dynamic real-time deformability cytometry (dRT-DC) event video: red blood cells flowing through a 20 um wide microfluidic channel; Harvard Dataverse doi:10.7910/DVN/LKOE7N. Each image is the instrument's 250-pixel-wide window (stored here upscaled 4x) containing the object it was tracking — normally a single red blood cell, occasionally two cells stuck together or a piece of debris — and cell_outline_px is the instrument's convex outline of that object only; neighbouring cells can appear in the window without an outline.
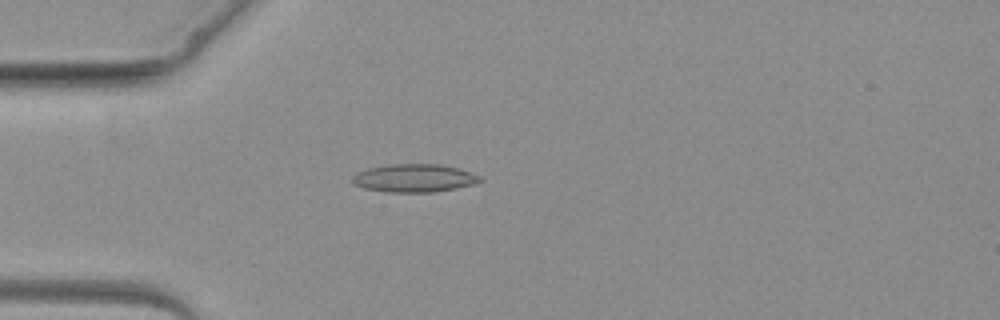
{"species": "common noctule bat (a hibernating species)", "species_latin": "Nyctalus noctula", "temperature_condition": "warm", "stored_images_in_passage": 4, "camera_frame_rate_fps": 3000, "um_per_image_px": 0.085, "animal": {"sex": "female", "body_mass_g": 19.3, "forearm_length_mm": 54.1}, "frame": {"image": 1, "passage_image": 4, "time_ms": 3.667, "image_size_px": [1000, 320], "cell_outline_px": [[484, 180], [472, 184], [456, 188], [432, 192], [384, 192], [364, 188], [352, 184], [352, 176], [356, 172], [368, 168], [388, 164], [440, 164], [456, 168], [480, 176]], "centroid_in_image_um": [35.14, 15.14], "position_along_channel_um": 49.9, "area_um2": 20.87}}